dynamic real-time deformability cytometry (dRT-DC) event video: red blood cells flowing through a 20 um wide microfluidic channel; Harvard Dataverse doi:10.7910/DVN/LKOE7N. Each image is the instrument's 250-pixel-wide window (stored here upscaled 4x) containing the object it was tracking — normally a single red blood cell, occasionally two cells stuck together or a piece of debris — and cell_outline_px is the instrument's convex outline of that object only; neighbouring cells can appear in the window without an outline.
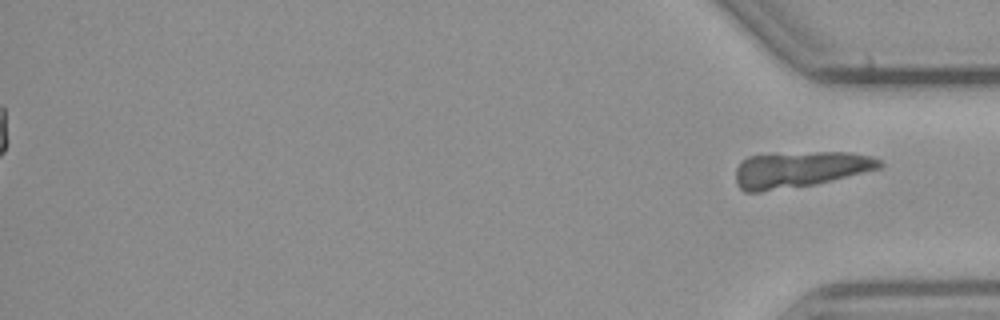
{"species": "common noctule bat (a hibernating species)", "species_latin": "Nyctalus noctula", "temperature_condition": "cold", "stored_images_in_passage": 39, "segment_of_instrument_passage": [2, 2], "camera_frame_rate_fps": 3000, "um_per_image_px": 0.085, "animal": {"sex": "male", "body_mass_g": 23.1, "forearm_length_mm": 52.7}, "frame": {"image": 1, "passage_image": 39, "time_ms": 12.667, "image_size_px": [1000, 320], "cell_outline_px": [[884, 164], [880, 168], [816, 184], [760, 192], [744, 192], [736, 184], [736, 168], [748, 156], [816, 152], [852, 152], [872, 156], [880, 160]], "centroid_in_image_um": [68.0, 14.41], "position_along_channel_um": 367.2, "area_um2": 30.0}}